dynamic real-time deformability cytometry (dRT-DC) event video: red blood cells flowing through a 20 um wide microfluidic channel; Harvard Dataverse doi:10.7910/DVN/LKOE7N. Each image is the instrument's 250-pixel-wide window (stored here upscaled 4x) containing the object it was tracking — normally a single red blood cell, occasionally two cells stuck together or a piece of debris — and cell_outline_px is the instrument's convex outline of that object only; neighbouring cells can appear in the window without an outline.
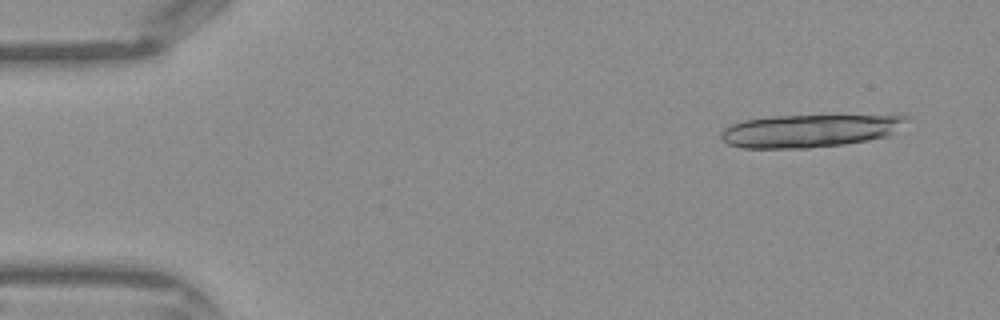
{"species": "Egyptian fruit bat (a non-hibernating species)", "species_latin": "Rousettus aegyptiacus", "temperature_condition": "warm", "stored_images_in_passage": 12, "camera_frame_rate_fps": 3000, "um_per_image_px": 0.085, "frame": {"image": 1, "passage_image": 3, "time_ms": 0.667, "image_size_px": [1000, 320], "cell_outline_px": [[912, 120], [892, 132], [884, 136], [868, 140], [844, 144], [808, 148], [740, 148], [728, 144], [720, 136], [720, 132], [724, 128], [732, 124], [744, 120], [772, 116], [908, 116]], "centroid_in_image_um": [68.76, 11.12], "position_along_channel_um": 16.2, "area_um2": 35.08}}